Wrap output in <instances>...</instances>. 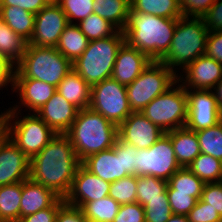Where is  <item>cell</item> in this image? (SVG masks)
I'll return each instance as SVG.
<instances>
[{
  "mask_svg": "<svg viewBox=\"0 0 222 222\" xmlns=\"http://www.w3.org/2000/svg\"><path fill=\"white\" fill-rule=\"evenodd\" d=\"M81 161L66 134H56L30 159L29 178L64 199L68 194Z\"/></svg>",
  "mask_w": 222,
  "mask_h": 222,
  "instance_id": "6da1fadb",
  "label": "cell"
},
{
  "mask_svg": "<svg viewBox=\"0 0 222 222\" xmlns=\"http://www.w3.org/2000/svg\"><path fill=\"white\" fill-rule=\"evenodd\" d=\"M177 21L178 18L129 11L123 30L125 41L152 61H160L170 49Z\"/></svg>",
  "mask_w": 222,
  "mask_h": 222,
  "instance_id": "7a4b0ae2",
  "label": "cell"
},
{
  "mask_svg": "<svg viewBox=\"0 0 222 222\" xmlns=\"http://www.w3.org/2000/svg\"><path fill=\"white\" fill-rule=\"evenodd\" d=\"M80 161L89 155L114 146L118 127L90 108L79 110L70 129L65 133Z\"/></svg>",
  "mask_w": 222,
  "mask_h": 222,
  "instance_id": "3957f363",
  "label": "cell"
},
{
  "mask_svg": "<svg viewBox=\"0 0 222 222\" xmlns=\"http://www.w3.org/2000/svg\"><path fill=\"white\" fill-rule=\"evenodd\" d=\"M208 33L202 18H178L170 49L160 62L175 73L183 70L199 56L205 55Z\"/></svg>",
  "mask_w": 222,
  "mask_h": 222,
  "instance_id": "277c9868",
  "label": "cell"
},
{
  "mask_svg": "<svg viewBox=\"0 0 222 222\" xmlns=\"http://www.w3.org/2000/svg\"><path fill=\"white\" fill-rule=\"evenodd\" d=\"M72 69L73 63L56 48L27 45L13 78L37 79L57 87Z\"/></svg>",
  "mask_w": 222,
  "mask_h": 222,
  "instance_id": "5b68a950",
  "label": "cell"
},
{
  "mask_svg": "<svg viewBox=\"0 0 222 222\" xmlns=\"http://www.w3.org/2000/svg\"><path fill=\"white\" fill-rule=\"evenodd\" d=\"M125 42L124 32L89 41L88 47L73 63V69L92 87L110 78L119 48Z\"/></svg>",
  "mask_w": 222,
  "mask_h": 222,
  "instance_id": "8992f818",
  "label": "cell"
},
{
  "mask_svg": "<svg viewBox=\"0 0 222 222\" xmlns=\"http://www.w3.org/2000/svg\"><path fill=\"white\" fill-rule=\"evenodd\" d=\"M5 110L6 135L29 159L56 135L36 113L31 112L22 117L23 114L18 110Z\"/></svg>",
  "mask_w": 222,
  "mask_h": 222,
  "instance_id": "52a82bcc",
  "label": "cell"
},
{
  "mask_svg": "<svg viewBox=\"0 0 222 222\" xmlns=\"http://www.w3.org/2000/svg\"><path fill=\"white\" fill-rule=\"evenodd\" d=\"M178 73L160 61L150 65L129 85L126 86L130 109L141 111L158 95L166 92L177 81Z\"/></svg>",
  "mask_w": 222,
  "mask_h": 222,
  "instance_id": "ba28073f",
  "label": "cell"
},
{
  "mask_svg": "<svg viewBox=\"0 0 222 222\" xmlns=\"http://www.w3.org/2000/svg\"><path fill=\"white\" fill-rule=\"evenodd\" d=\"M187 111L186 89L177 81L166 92L154 98L140 112L166 133L185 127Z\"/></svg>",
  "mask_w": 222,
  "mask_h": 222,
  "instance_id": "9c48e42d",
  "label": "cell"
},
{
  "mask_svg": "<svg viewBox=\"0 0 222 222\" xmlns=\"http://www.w3.org/2000/svg\"><path fill=\"white\" fill-rule=\"evenodd\" d=\"M89 108L117 127L132 113L126 86L112 77L92 86Z\"/></svg>",
  "mask_w": 222,
  "mask_h": 222,
  "instance_id": "30bf717a",
  "label": "cell"
},
{
  "mask_svg": "<svg viewBox=\"0 0 222 222\" xmlns=\"http://www.w3.org/2000/svg\"><path fill=\"white\" fill-rule=\"evenodd\" d=\"M180 168L170 137L166 133L150 148L139 149L137 176L150 175L168 181Z\"/></svg>",
  "mask_w": 222,
  "mask_h": 222,
  "instance_id": "8fae6325",
  "label": "cell"
},
{
  "mask_svg": "<svg viewBox=\"0 0 222 222\" xmlns=\"http://www.w3.org/2000/svg\"><path fill=\"white\" fill-rule=\"evenodd\" d=\"M187 120L185 127L199 131L218 124L222 120L213 90H186Z\"/></svg>",
  "mask_w": 222,
  "mask_h": 222,
  "instance_id": "7c38bea8",
  "label": "cell"
},
{
  "mask_svg": "<svg viewBox=\"0 0 222 222\" xmlns=\"http://www.w3.org/2000/svg\"><path fill=\"white\" fill-rule=\"evenodd\" d=\"M68 24L64 11L51 1L35 14L34 32L27 45L55 48Z\"/></svg>",
  "mask_w": 222,
  "mask_h": 222,
  "instance_id": "4fadbf2b",
  "label": "cell"
},
{
  "mask_svg": "<svg viewBox=\"0 0 222 222\" xmlns=\"http://www.w3.org/2000/svg\"><path fill=\"white\" fill-rule=\"evenodd\" d=\"M179 73L178 82L182 83L181 85L186 90H213L222 78V64L211 57L202 55L182 70L183 75Z\"/></svg>",
  "mask_w": 222,
  "mask_h": 222,
  "instance_id": "5bb4252c",
  "label": "cell"
},
{
  "mask_svg": "<svg viewBox=\"0 0 222 222\" xmlns=\"http://www.w3.org/2000/svg\"><path fill=\"white\" fill-rule=\"evenodd\" d=\"M110 185L111 183L102 180L80 165L64 201L82 208L87 202L109 196Z\"/></svg>",
  "mask_w": 222,
  "mask_h": 222,
  "instance_id": "9a60e30c",
  "label": "cell"
},
{
  "mask_svg": "<svg viewBox=\"0 0 222 222\" xmlns=\"http://www.w3.org/2000/svg\"><path fill=\"white\" fill-rule=\"evenodd\" d=\"M165 134L140 111L132 112L119 126L118 137L139 149H148Z\"/></svg>",
  "mask_w": 222,
  "mask_h": 222,
  "instance_id": "2e32d148",
  "label": "cell"
},
{
  "mask_svg": "<svg viewBox=\"0 0 222 222\" xmlns=\"http://www.w3.org/2000/svg\"><path fill=\"white\" fill-rule=\"evenodd\" d=\"M30 175V159L7 137L0 142V186L23 182Z\"/></svg>",
  "mask_w": 222,
  "mask_h": 222,
  "instance_id": "e0dca14e",
  "label": "cell"
},
{
  "mask_svg": "<svg viewBox=\"0 0 222 222\" xmlns=\"http://www.w3.org/2000/svg\"><path fill=\"white\" fill-rule=\"evenodd\" d=\"M13 92L18 93L20 101L19 105L14 104V107L8 108V110L21 111L22 107H27L31 113H35L41 108L53 94L56 92V87L43 81L32 78H13ZM21 102V103H20Z\"/></svg>",
  "mask_w": 222,
  "mask_h": 222,
  "instance_id": "ac0fdd59",
  "label": "cell"
},
{
  "mask_svg": "<svg viewBox=\"0 0 222 222\" xmlns=\"http://www.w3.org/2000/svg\"><path fill=\"white\" fill-rule=\"evenodd\" d=\"M152 60L139 51L130 46L126 41L119 48L112 78L122 85L132 83L146 68Z\"/></svg>",
  "mask_w": 222,
  "mask_h": 222,
  "instance_id": "d6986e66",
  "label": "cell"
},
{
  "mask_svg": "<svg viewBox=\"0 0 222 222\" xmlns=\"http://www.w3.org/2000/svg\"><path fill=\"white\" fill-rule=\"evenodd\" d=\"M79 109L55 92L35 113L56 133L65 134L76 119Z\"/></svg>",
  "mask_w": 222,
  "mask_h": 222,
  "instance_id": "ffe728a7",
  "label": "cell"
},
{
  "mask_svg": "<svg viewBox=\"0 0 222 222\" xmlns=\"http://www.w3.org/2000/svg\"><path fill=\"white\" fill-rule=\"evenodd\" d=\"M81 165L109 183L129 176L123 171L122 153H115L113 148L89 155Z\"/></svg>",
  "mask_w": 222,
  "mask_h": 222,
  "instance_id": "44dd1931",
  "label": "cell"
},
{
  "mask_svg": "<svg viewBox=\"0 0 222 222\" xmlns=\"http://www.w3.org/2000/svg\"><path fill=\"white\" fill-rule=\"evenodd\" d=\"M60 197L30 178L22 182L20 218L51 207Z\"/></svg>",
  "mask_w": 222,
  "mask_h": 222,
  "instance_id": "7402d4cb",
  "label": "cell"
},
{
  "mask_svg": "<svg viewBox=\"0 0 222 222\" xmlns=\"http://www.w3.org/2000/svg\"><path fill=\"white\" fill-rule=\"evenodd\" d=\"M170 137L177 162L186 167L201 153L199 140L195 131L186 127L166 132Z\"/></svg>",
  "mask_w": 222,
  "mask_h": 222,
  "instance_id": "603a6c76",
  "label": "cell"
},
{
  "mask_svg": "<svg viewBox=\"0 0 222 222\" xmlns=\"http://www.w3.org/2000/svg\"><path fill=\"white\" fill-rule=\"evenodd\" d=\"M92 87L74 70L56 87V92L79 110L89 108Z\"/></svg>",
  "mask_w": 222,
  "mask_h": 222,
  "instance_id": "cb8c5ba5",
  "label": "cell"
},
{
  "mask_svg": "<svg viewBox=\"0 0 222 222\" xmlns=\"http://www.w3.org/2000/svg\"><path fill=\"white\" fill-rule=\"evenodd\" d=\"M4 24L29 42L34 32L35 14L15 6H0Z\"/></svg>",
  "mask_w": 222,
  "mask_h": 222,
  "instance_id": "d4e9b609",
  "label": "cell"
},
{
  "mask_svg": "<svg viewBox=\"0 0 222 222\" xmlns=\"http://www.w3.org/2000/svg\"><path fill=\"white\" fill-rule=\"evenodd\" d=\"M88 44L89 40L77 24H68L55 48L69 61L74 63L86 50Z\"/></svg>",
  "mask_w": 222,
  "mask_h": 222,
  "instance_id": "484cf974",
  "label": "cell"
},
{
  "mask_svg": "<svg viewBox=\"0 0 222 222\" xmlns=\"http://www.w3.org/2000/svg\"><path fill=\"white\" fill-rule=\"evenodd\" d=\"M94 13L123 31L127 25L130 0H94Z\"/></svg>",
  "mask_w": 222,
  "mask_h": 222,
  "instance_id": "4316f807",
  "label": "cell"
},
{
  "mask_svg": "<svg viewBox=\"0 0 222 222\" xmlns=\"http://www.w3.org/2000/svg\"><path fill=\"white\" fill-rule=\"evenodd\" d=\"M22 198V182L0 186V222H18Z\"/></svg>",
  "mask_w": 222,
  "mask_h": 222,
  "instance_id": "83f0119b",
  "label": "cell"
},
{
  "mask_svg": "<svg viewBox=\"0 0 222 222\" xmlns=\"http://www.w3.org/2000/svg\"><path fill=\"white\" fill-rule=\"evenodd\" d=\"M28 42L3 24L0 28V57L15 67L25 53Z\"/></svg>",
  "mask_w": 222,
  "mask_h": 222,
  "instance_id": "f1b7e54d",
  "label": "cell"
},
{
  "mask_svg": "<svg viewBox=\"0 0 222 222\" xmlns=\"http://www.w3.org/2000/svg\"><path fill=\"white\" fill-rule=\"evenodd\" d=\"M205 183L186 167L178 169L168 180L167 193H183L201 198Z\"/></svg>",
  "mask_w": 222,
  "mask_h": 222,
  "instance_id": "f546056e",
  "label": "cell"
},
{
  "mask_svg": "<svg viewBox=\"0 0 222 222\" xmlns=\"http://www.w3.org/2000/svg\"><path fill=\"white\" fill-rule=\"evenodd\" d=\"M130 11L163 18H181L179 0H130Z\"/></svg>",
  "mask_w": 222,
  "mask_h": 222,
  "instance_id": "4dcf8cb0",
  "label": "cell"
},
{
  "mask_svg": "<svg viewBox=\"0 0 222 222\" xmlns=\"http://www.w3.org/2000/svg\"><path fill=\"white\" fill-rule=\"evenodd\" d=\"M120 204L112 197L87 202L81 209L89 222H113Z\"/></svg>",
  "mask_w": 222,
  "mask_h": 222,
  "instance_id": "1f68e13d",
  "label": "cell"
},
{
  "mask_svg": "<svg viewBox=\"0 0 222 222\" xmlns=\"http://www.w3.org/2000/svg\"><path fill=\"white\" fill-rule=\"evenodd\" d=\"M167 185L168 181L154 176H137L136 202L144 207L148 200L168 199Z\"/></svg>",
  "mask_w": 222,
  "mask_h": 222,
  "instance_id": "d6a6232c",
  "label": "cell"
},
{
  "mask_svg": "<svg viewBox=\"0 0 222 222\" xmlns=\"http://www.w3.org/2000/svg\"><path fill=\"white\" fill-rule=\"evenodd\" d=\"M204 183L222 181V161L211 155L200 153L188 166Z\"/></svg>",
  "mask_w": 222,
  "mask_h": 222,
  "instance_id": "836d02e7",
  "label": "cell"
},
{
  "mask_svg": "<svg viewBox=\"0 0 222 222\" xmlns=\"http://www.w3.org/2000/svg\"><path fill=\"white\" fill-rule=\"evenodd\" d=\"M77 26L89 41L112 36L118 31L112 23L95 13L80 21Z\"/></svg>",
  "mask_w": 222,
  "mask_h": 222,
  "instance_id": "e575fe53",
  "label": "cell"
},
{
  "mask_svg": "<svg viewBox=\"0 0 222 222\" xmlns=\"http://www.w3.org/2000/svg\"><path fill=\"white\" fill-rule=\"evenodd\" d=\"M201 153L222 161V120L209 128L196 132Z\"/></svg>",
  "mask_w": 222,
  "mask_h": 222,
  "instance_id": "d590c367",
  "label": "cell"
},
{
  "mask_svg": "<svg viewBox=\"0 0 222 222\" xmlns=\"http://www.w3.org/2000/svg\"><path fill=\"white\" fill-rule=\"evenodd\" d=\"M137 176L129 175L114 181L110 185L109 197H112L120 205L136 202Z\"/></svg>",
  "mask_w": 222,
  "mask_h": 222,
  "instance_id": "8d00e7d4",
  "label": "cell"
},
{
  "mask_svg": "<svg viewBox=\"0 0 222 222\" xmlns=\"http://www.w3.org/2000/svg\"><path fill=\"white\" fill-rule=\"evenodd\" d=\"M55 2L66 14L69 24H78V22L94 13V0H56Z\"/></svg>",
  "mask_w": 222,
  "mask_h": 222,
  "instance_id": "74e56055",
  "label": "cell"
},
{
  "mask_svg": "<svg viewBox=\"0 0 222 222\" xmlns=\"http://www.w3.org/2000/svg\"><path fill=\"white\" fill-rule=\"evenodd\" d=\"M115 153H122L123 171L128 175L137 176V156L139 150L117 137L114 146L112 147Z\"/></svg>",
  "mask_w": 222,
  "mask_h": 222,
  "instance_id": "f35d334b",
  "label": "cell"
},
{
  "mask_svg": "<svg viewBox=\"0 0 222 222\" xmlns=\"http://www.w3.org/2000/svg\"><path fill=\"white\" fill-rule=\"evenodd\" d=\"M144 212L145 222H167L172 215L168 199L148 200Z\"/></svg>",
  "mask_w": 222,
  "mask_h": 222,
  "instance_id": "ab89813d",
  "label": "cell"
},
{
  "mask_svg": "<svg viewBox=\"0 0 222 222\" xmlns=\"http://www.w3.org/2000/svg\"><path fill=\"white\" fill-rule=\"evenodd\" d=\"M187 216L189 222H222L217 211L201 199L197 200L196 205Z\"/></svg>",
  "mask_w": 222,
  "mask_h": 222,
  "instance_id": "60d3db41",
  "label": "cell"
},
{
  "mask_svg": "<svg viewBox=\"0 0 222 222\" xmlns=\"http://www.w3.org/2000/svg\"><path fill=\"white\" fill-rule=\"evenodd\" d=\"M172 214L188 215L196 205L197 199L183 193H167Z\"/></svg>",
  "mask_w": 222,
  "mask_h": 222,
  "instance_id": "b9f144b4",
  "label": "cell"
},
{
  "mask_svg": "<svg viewBox=\"0 0 222 222\" xmlns=\"http://www.w3.org/2000/svg\"><path fill=\"white\" fill-rule=\"evenodd\" d=\"M200 199L216 210L222 218V181L205 183Z\"/></svg>",
  "mask_w": 222,
  "mask_h": 222,
  "instance_id": "7bdbcfd3",
  "label": "cell"
},
{
  "mask_svg": "<svg viewBox=\"0 0 222 222\" xmlns=\"http://www.w3.org/2000/svg\"><path fill=\"white\" fill-rule=\"evenodd\" d=\"M216 0H179L183 17L202 18Z\"/></svg>",
  "mask_w": 222,
  "mask_h": 222,
  "instance_id": "ee69618b",
  "label": "cell"
},
{
  "mask_svg": "<svg viewBox=\"0 0 222 222\" xmlns=\"http://www.w3.org/2000/svg\"><path fill=\"white\" fill-rule=\"evenodd\" d=\"M113 222H145L144 207L137 202L123 204Z\"/></svg>",
  "mask_w": 222,
  "mask_h": 222,
  "instance_id": "f6af8a7d",
  "label": "cell"
},
{
  "mask_svg": "<svg viewBox=\"0 0 222 222\" xmlns=\"http://www.w3.org/2000/svg\"><path fill=\"white\" fill-rule=\"evenodd\" d=\"M64 202V199L59 198L51 207L20 218L18 222H56L58 208Z\"/></svg>",
  "mask_w": 222,
  "mask_h": 222,
  "instance_id": "bcb514c9",
  "label": "cell"
},
{
  "mask_svg": "<svg viewBox=\"0 0 222 222\" xmlns=\"http://www.w3.org/2000/svg\"><path fill=\"white\" fill-rule=\"evenodd\" d=\"M56 222H89L82 209L64 202L59 208Z\"/></svg>",
  "mask_w": 222,
  "mask_h": 222,
  "instance_id": "7dc6e473",
  "label": "cell"
},
{
  "mask_svg": "<svg viewBox=\"0 0 222 222\" xmlns=\"http://www.w3.org/2000/svg\"><path fill=\"white\" fill-rule=\"evenodd\" d=\"M202 19L208 31H222V0H216Z\"/></svg>",
  "mask_w": 222,
  "mask_h": 222,
  "instance_id": "c3c4849f",
  "label": "cell"
},
{
  "mask_svg": "<svg viewBox=\"0 0 222 222\" xmlns=\"http://www.w3.org/2000/svg\"><path fill=\"white\" fill-rule=\"evenodd\" d=\"M205 55L222 64V31H209Z\"/></svg>",
  "mask_w": 222,
  "mask_h": 222,
  "instance_id": "681fc988",
  "label": "cell"
},
{
  "mask_svg": "<svg viewBox=\"0 0 222 222\" xmlns=\"http://www.w3.org/2000/svg\"><path fill=\"white\" fill-rule=\"evenodd\" d=\"M50 2L51 0H0V6H17L36 14Z\"/></svg>",
  "mask_w": 222,
  "mask_h": 222,
  "instance_id": "f907efd6",
  "label": "cell"
},
{
  "mask_svg": "<svg viewBox=\"0 0 222 222\" xmlns=\"http://www.w3.org/2000/svg\"><path fill=\"white\" fill-rule=\"evenodd\" d=\"M13 71L14 67L0 57V90L6 88L8 84L13 87Z\"/></svg>",
  "mask_w": 222,
  "mask_h": 222,
  "instance_id": "816d5d0a",
  "label": "cell"
},
{
  "mask_svg": "<svg viewBox=\"0 0 222 222\" xmlns=\"http://www.w3.org/2000/svg\"><path fill=\"white\" fill-rule=\"evenodd\" d=\"M213 92L215 94L216 97V102L219 106V108L222 110V78L221 80L215 85V87L213 88Z\"/></svg>",
  "mask_w": 222,
  "mask_h": 222,
  "instance_id": "f5cc1de1",
  "label": "cell"
},
{
  "mask_svg": "<svg viewBox=\"0 0 222 222\" xmlns=\"http://www.w3.org/2000/svg\"><path fill=\"white\" fill-rule=\"evenodd\" d=\"M6 136V121L4 119L3 112L0 113V142Z\"/></svg>",
  "mask_w": 222,
  "mask_h": 222,
  "instance_id": "db71d44e",
  "label": "cell"
},
{
  "mask_svg": "<svg viewBox=\"0 0 222 222\" xmlns=\"http://www.w3.org/2000/svg\"><path fill=\"white\" fill-rule=\"evenodd\" d=\"M167 222H189L188 216L172 214Z\"/></svg>",
  "mask_w": 222,
  "mask_h": 222,
  "instance_id": "11a10c76",
  "label": "cell"
},
{
  "mask_svg": "<svg viewBox=\"0 0 222 222\" xmlns=\"http://www.w3.org/2000/svg\"><path fill=\"white\" fill-rule=\"evenodd\" d=\"M3 24H4V22H3L2 15H1V12H0V28L2 27Z\"/></svg>",
  "mask_w": 222,
  "mask_h": 222,
  "instance_id": "9f6ffc18",
  "label": "cell"
}]
</instances>
